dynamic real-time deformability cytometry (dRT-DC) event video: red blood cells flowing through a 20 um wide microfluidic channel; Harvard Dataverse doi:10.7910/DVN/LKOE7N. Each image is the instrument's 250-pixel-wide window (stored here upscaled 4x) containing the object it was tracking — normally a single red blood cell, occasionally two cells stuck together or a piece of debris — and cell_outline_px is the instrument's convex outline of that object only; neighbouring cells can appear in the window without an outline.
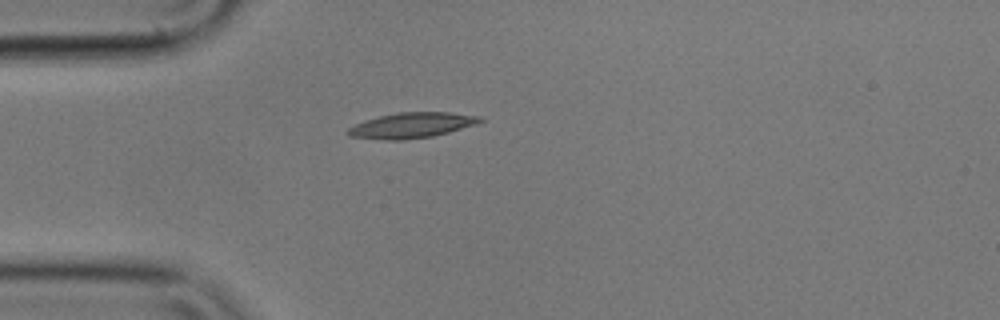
{"species": "common noctule bat (a hibernating species)", "species_latin": "Nyctalus noctula", "temperature_condition": "cold", "stored_images_in_passage": 2, "camera_frame_rate_fps": 3000, "um_per_image_px": 0.085, "animal": {"sex": "male", "body_mass_g": 17.9}, "frame": {"image": 1, "passage_image": 2, "time_ms": 0.333, "image_size_px": [1000, 320], "cell_outline_px": [[484, 120], [476, 124], [448, 132], [432, 136], [400, 140], [388, 140], [348, 136], [344, 132], [348, 128], [364, 120], [396, 112], [448, 112], [480, 116]], "centroid_in_image_um": [34.96, 10.64], "position_along_channel_um": 50.0, "area_um2": 19.48}}